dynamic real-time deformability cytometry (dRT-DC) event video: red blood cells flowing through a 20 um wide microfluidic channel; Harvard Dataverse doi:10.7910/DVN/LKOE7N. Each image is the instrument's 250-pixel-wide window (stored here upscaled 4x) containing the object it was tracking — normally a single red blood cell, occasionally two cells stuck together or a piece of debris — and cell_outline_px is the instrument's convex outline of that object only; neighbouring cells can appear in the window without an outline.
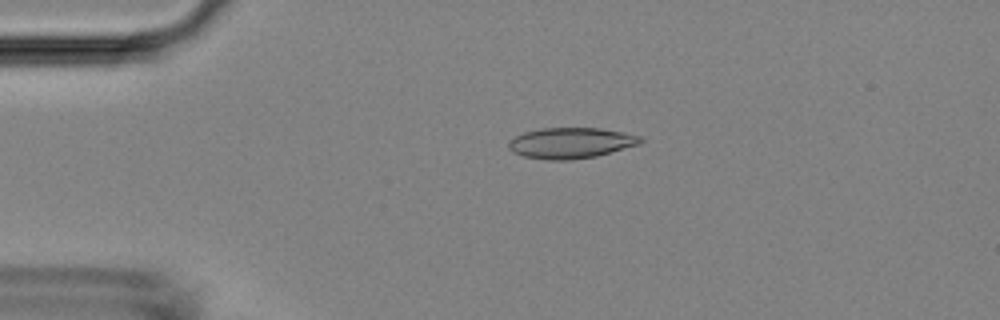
{"species": "Egyptian fruit bat (a non-hibernating species)", "species_latin": "Rousettus aegyptiacus", "temperature_condition": "room temperature", "stored_images_in_passage": 5, "camera_frame_rate_fps": 3000, "um_per_image_px": 0.085, "animal": {"sex": "female"}, "frame": {"image": 1, "passage_image": 4, "time_ms": 3.333, "image_size_px": [1000, 320], "cell_outline_px": [[644, 140], [640, 144], [596, 156], [572, 160], [548, 160], [524, 156], [512, 152], [508, 148], [508, 144], [516, 136], [524, 132], [540, 128], [600, 128], [624, 132], [640, 136]], "centroid_in_image_um": [48.53, 12.15], "position_along_channel_um": 36.5, "area_um2": 23.64}}